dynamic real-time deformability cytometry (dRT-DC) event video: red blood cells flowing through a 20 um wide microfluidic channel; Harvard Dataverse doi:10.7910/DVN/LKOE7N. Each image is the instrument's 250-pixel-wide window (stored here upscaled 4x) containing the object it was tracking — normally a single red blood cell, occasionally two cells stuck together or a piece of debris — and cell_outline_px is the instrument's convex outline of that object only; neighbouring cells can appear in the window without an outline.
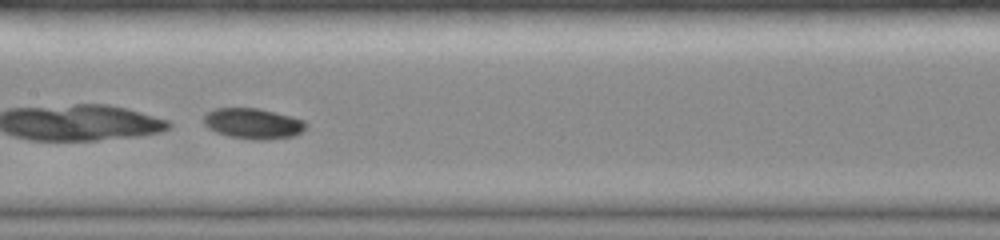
{"species": "common noctule bat (a hibernating species)", "species_latin": "Nyctalus noctula", "temperature_condition": "room temperature", "stored_images_in_passage": 27, "camera_frame_rate_fps": 3000, "um_per_image_px": 0.085, "animal": {"sex": "female", "body_mass_g": 19.0, "forearm_length_mm": 51.5}, "frame": {"image": 1, "passage_image": 21, "time_ms": 6.667, "image_size_px": [1000, 240], "cell_outline_px": [[308, 128], [292, 136], [268, 140], [252, 140], [228, 136], [216, 132], [208, 128], [204, 124], [204, 116], [208, 112], [216, 108], [256, 108], [292, 116], [304, 120], [308, 124]], "centroid_in_image_um": [21.53, 10.51], "position_along_channel_um": 185.9, "area_um2": 18.32}}
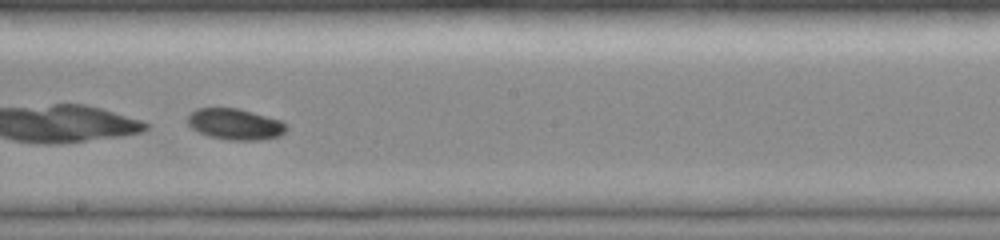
{"frame": {"image": 2, "passage_image": 25, "time_ms": 7.667, "image_size_px": [1000, 240], "cell_outline_px": [[288, 128], [280, 136], [260, 140], [232, 140], [208, 136], [192, 128], [188, 124], [188, 116], [196, 108], [236, 108], [284, 120], [288, 124]], "centroid_in_image_um": [20.04, 10.55], "position_along_channel_um": 228.2, "area_um2": 17.98}}